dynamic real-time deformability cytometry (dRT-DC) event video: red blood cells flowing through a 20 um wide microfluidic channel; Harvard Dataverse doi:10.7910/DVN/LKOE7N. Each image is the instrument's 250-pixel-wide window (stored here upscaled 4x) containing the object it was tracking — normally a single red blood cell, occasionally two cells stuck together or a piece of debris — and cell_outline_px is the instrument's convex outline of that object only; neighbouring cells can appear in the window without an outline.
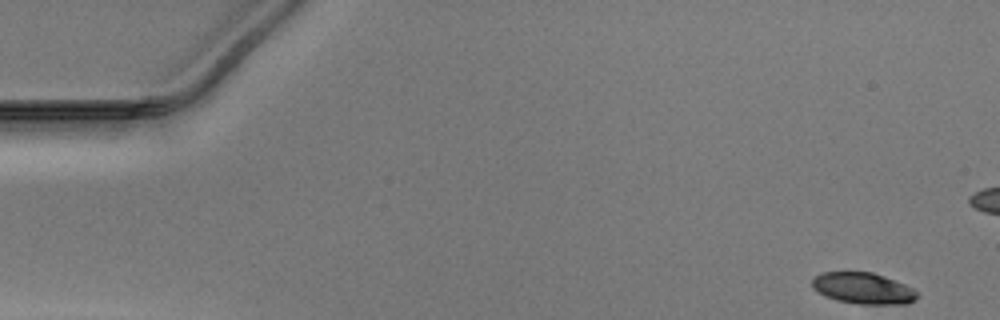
{"species": "Egyptian fruit bat (a non-hibernating species)", "species_latin": "Rousettus aegyptiacus", "temperature_condition": "warm", "stored_images_in_passage": 41, "camera_frame_rate_fps": 3000, "um_per_image_px": 0.085, "animal": {"sex": "male"}, "frame": {"image": 1, "passage_image": 1, "time_ms": 0.0, "image_size_px": [1000, 320], "cell_outline_px": [[920, 296], [916, 300], [904, 304], [856, 304], [836, 300], [824, 296], [812, 288], [812, 280], [816, 276], [824, 272], [872, 272], [884, 276], [904, 284], [920, 292]], "centroid_in_image_um": [73.39, 24.52], "position_along_channel_um": 11.6, "area_um2": 19.31}}
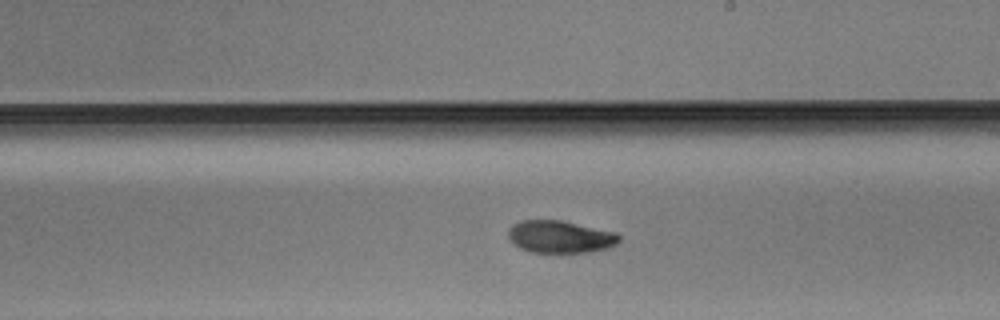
{"frame": {"image": 2, "passage_image": 28, "time_ms": 9.0, "image_size_px": [1000, 320], "cell_outline_px": [[620, 240], [616, 244], [608, 248], [588, 252], [532, 252], [520, 248], [508, 236], [508, 228], [512, 224], [520, 220], [560, 220], [616, 232], [620, 236]], "centroid_in_image_um": [47.61, 20.11], "position_along_channel_um": 241.4, "area_um2": 20.81}}
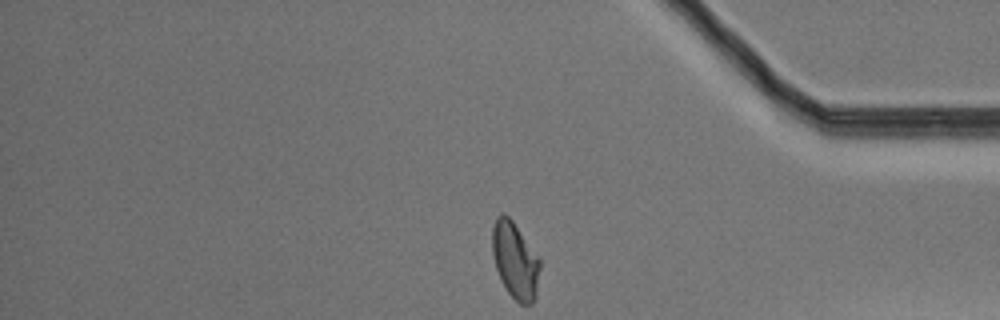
{"frame": {"image": 3, "passage_image": 41, "time_ms": 13.333, "image_size_px": [1000, 320], "cell_outline_px": [[540, 268], [536, 296], [532, 304], [520, 304], [508, 292], [496, 268], [492, 252], [492, 228], [496, 216], [500, 212], [504, 212], [512, 220], [540, 256]], "centroid_in_image_um": [43.8, 22.09], "position_along_channel_um": 391.4, "area_um2": 21.44}}